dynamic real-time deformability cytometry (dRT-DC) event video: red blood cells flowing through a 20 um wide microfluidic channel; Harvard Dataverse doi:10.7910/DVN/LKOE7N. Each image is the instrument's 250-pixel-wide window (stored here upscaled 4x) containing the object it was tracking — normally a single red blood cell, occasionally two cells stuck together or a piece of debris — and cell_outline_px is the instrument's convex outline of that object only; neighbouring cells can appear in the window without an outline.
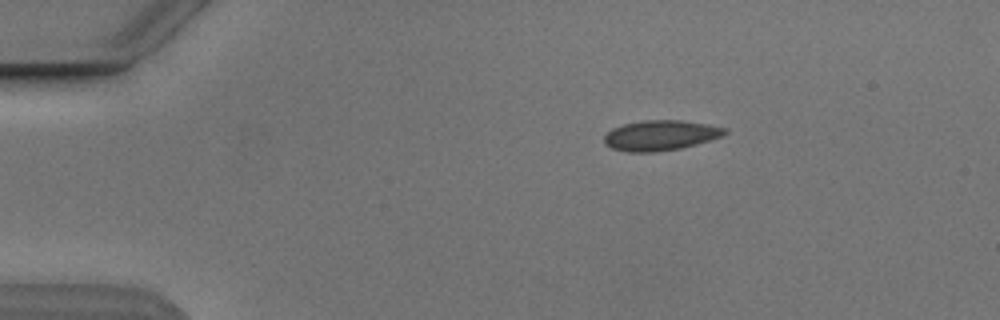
{"species": "Egyptian fruit bat (a non-hibernating species)", "species_latin": "Rousettus aegyptiacus", "temperature_condition": "cold", "stored_images_in_passage": 4, "camera_frame_rate_fps": 3000, "um_per_image_px": 0.085, "animal": {"sex": "male"}, "frame": {"image": 1, "passage_image": 1, "time_ms": 0.0, "image_size_px": [1000, 320], "cell_outline_px": [[728, 132], [720, 136], [696, 144], [680, 148], [652, 152], [628, 152], [612, 148], [604, 144], [604, 136], [612, 128], [624, 124], [644, 120], [680, 120], [708, 124], [728, 128]], "centroid_in_image_um": [56.13, 11.5], "position_along_channel_um": 28.9, "area_um2": 21.1}}